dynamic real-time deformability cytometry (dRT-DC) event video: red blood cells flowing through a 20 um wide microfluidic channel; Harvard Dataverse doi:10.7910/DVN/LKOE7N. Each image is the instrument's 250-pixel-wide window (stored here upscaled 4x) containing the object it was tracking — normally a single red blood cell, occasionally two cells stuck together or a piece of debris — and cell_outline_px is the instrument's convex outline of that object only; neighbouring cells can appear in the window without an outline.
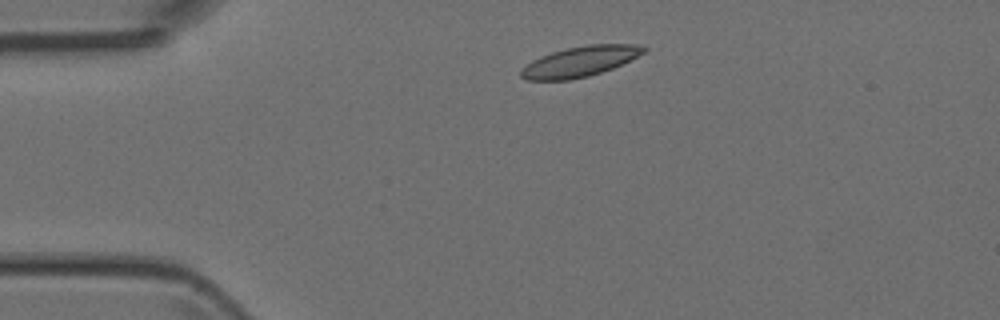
{"species": "Egyptian fruit bat (a non-hibernating species)", "species_latin": "Rousettus aegyptiacus", "temperature_condition": "room temperature", "stored_images_in_passage": 2, "camera_frame_rate_fps": 3000, "um_per_image_px": 0.085, "animal": {"sex": "female"}, "frame": {"image": 1, "passage_image": 1, "time_ms": 0.0, "image_size_px": [1000, 320], "cell_outline_px": [[648, 48], [644, 52], [612, 68], [588, 76], [572, 80], [524, 80], [520, 76], [520, 72], [532, 60], [540, 56], [552, 52], [568, 48], [588, 44], [644, 44]], "centroid_in_image_um": [49.29, 5.22], "position_along_channel_um": 35.7, "area_um2": 21.5}}